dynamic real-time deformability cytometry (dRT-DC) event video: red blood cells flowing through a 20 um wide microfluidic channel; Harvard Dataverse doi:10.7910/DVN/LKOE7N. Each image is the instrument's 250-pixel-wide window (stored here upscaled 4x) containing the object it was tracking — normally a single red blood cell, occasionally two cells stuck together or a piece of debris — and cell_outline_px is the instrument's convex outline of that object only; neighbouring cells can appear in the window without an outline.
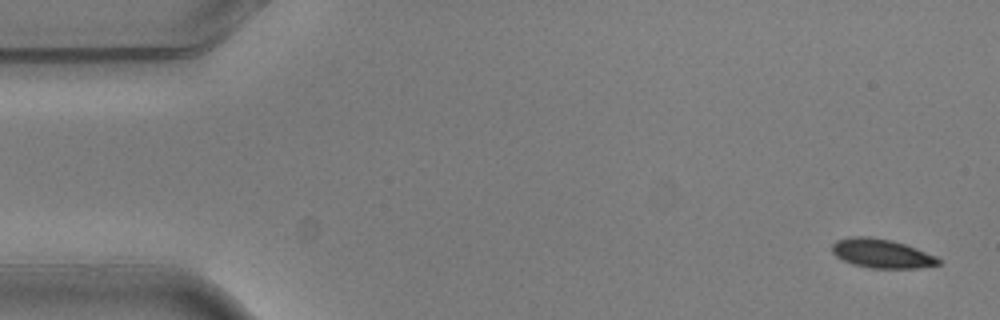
{"species": "common noctule bat (a hibernating species)", "species_latin": "Nyctalus noctula", "temperature_condition": "warm", "stored_images_in_passage": 5, "camera_frame_rate_fps": 3000, "um_per_image_px": 0.085, "animal": {"sex": "male", "body_mass_g": 20.5, "forearm_length_mm": 52.5}, "frame": {"image": 1, "passage_image": 1, "time_ms": 0.0, "image_size_px": [1000, 320], "cell_outline_px": [[940, 264], [916, 268], [872, 268], [852, 264], [836, 256], [832, 252], [832, 244], [836, 240], [852, 236], [868, 236], [892, 240], [916, 248], [936, 256], [940, 260]], "centroid_in_image_um": [74.92, 21.54], "position_along_channel_um": 10.1, "area_um2": 17.92}}
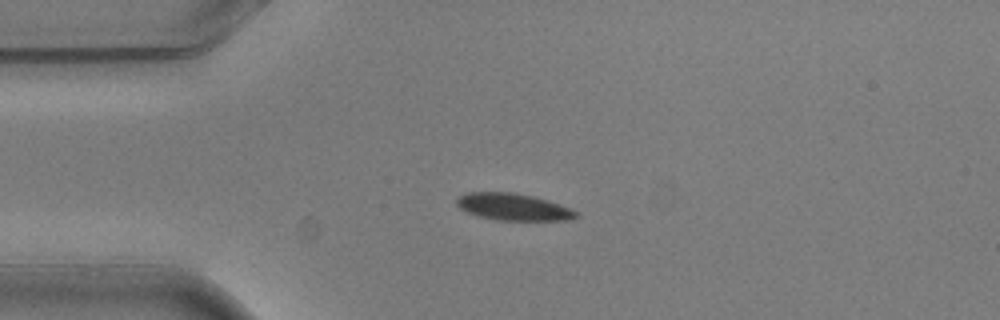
{"frame": {"image": 2, "passage_image": 4, "time_ms": 1.0, "image_size_px": [1000, 320], "cell_outline_px": [[580, 216], [564, 220], [496, 220], [480, 216], [468, 212], [460, 208], [456, 204], [456, 200], [460, 196], [468, 192], [512, 192], [532, 196], [548, 200], [560, 204], [576, 212]], "centroid_in_image_um": [43.61, 17.58], "position_along_channel_um": 41.4, "area_um2": 18.5}}